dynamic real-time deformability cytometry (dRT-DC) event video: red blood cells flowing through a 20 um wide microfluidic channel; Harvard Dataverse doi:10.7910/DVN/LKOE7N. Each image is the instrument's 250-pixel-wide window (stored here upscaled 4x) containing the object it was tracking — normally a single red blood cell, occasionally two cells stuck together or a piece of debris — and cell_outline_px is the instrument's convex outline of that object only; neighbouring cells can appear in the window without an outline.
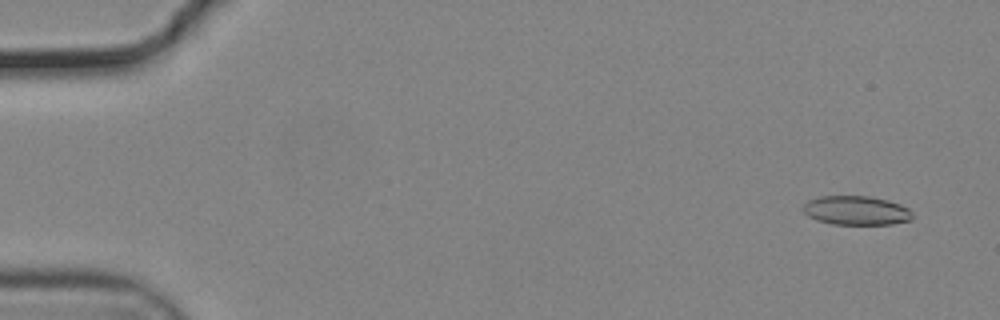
{"species": "common noctule bat (a hibernating species)", "species_latin": "Nyctalus noctula", "temperature_condition": "cold", "stored_images_in_passage": 13, "camera_frame_rate_fps": 3000, "um_per_image_px": 0.085, "animal": {"sex": "male", "body_mass_g": 19.2, "forearm_length_mm": 51.8}, "frame": {"image": 1, "passage_image": 4, "time_ms": 1.0, "image_size_px": [1000, 320], "cell_outline_px": [[912, 220], [892, 224], [832, 224], [816, 220], [808, 216], [804, 212], [804, 204], [808, 200], [820, 196], [868, 196], [900, 204], [908, 208], [912, 212]], "centroid_in_image_um": [72.77, 17.89], "position_along_channel_um": 12.2, "area_um2": 18.44}}